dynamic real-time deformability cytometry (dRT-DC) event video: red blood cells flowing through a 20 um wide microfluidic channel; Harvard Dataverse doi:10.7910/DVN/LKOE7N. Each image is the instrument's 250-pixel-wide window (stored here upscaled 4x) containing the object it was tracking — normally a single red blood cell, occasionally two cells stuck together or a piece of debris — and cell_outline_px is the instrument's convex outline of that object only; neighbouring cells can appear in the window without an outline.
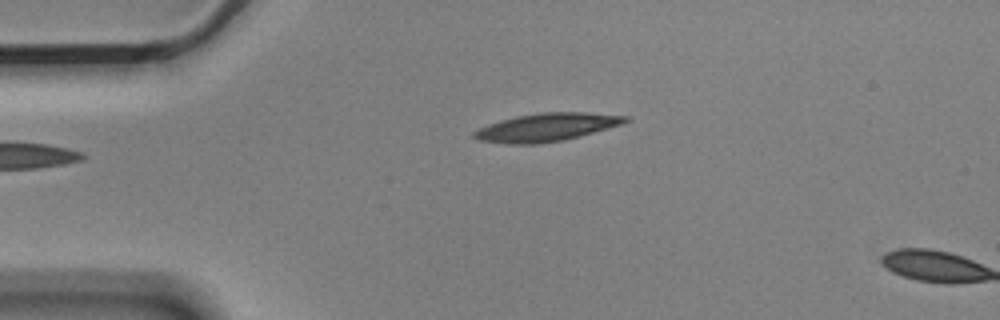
{"species": "Egyptian fruit bat (a non-hibernating species)", "species_latin": "Rousettus aegyptiacus", "temperature_condition": "cold", "stored_images_in_passage": 3, "camera_frame_rate_fps": 3000, "um_per_image_px": 0.085, "animal": {"sex": "male"}, "frame": {"image": 1, "passage_image": 3, "time_ms": 0.667, "image_size_px": [1000, 320], "cell_outline_px": [[632, 120], [624, 124], [580, 136], [564, 140], [536, 144], [504, 144], [480, 140], [472, 136], [472, 132], [488, 124], [500, 120], [516, 116], [540, 112], [584, 112], [628, 116]], "centroid_in_image_um": [46.49, 10.81], "position_along_channel_um": 38.5, "area_um2": 24.91}}